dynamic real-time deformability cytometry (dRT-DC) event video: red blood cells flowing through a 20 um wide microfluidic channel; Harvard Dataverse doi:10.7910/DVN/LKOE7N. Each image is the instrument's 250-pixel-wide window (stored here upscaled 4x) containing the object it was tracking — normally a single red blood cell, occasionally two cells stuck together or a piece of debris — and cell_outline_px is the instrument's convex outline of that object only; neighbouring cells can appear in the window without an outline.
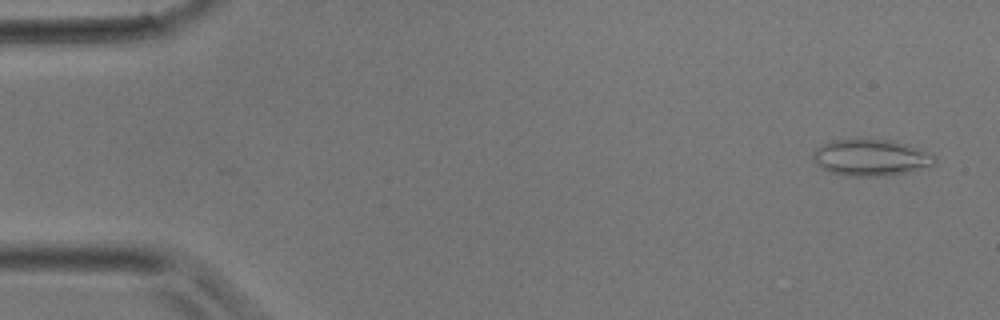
{"species": "common noctule bat (a hibernating species)", "species_latin": "Nyctalus noctula", "temperature_condition": "room temperature", "stored_images_in_passage": 38, "camera_frame_rate_fps": 3000, "um_per_image_px": 0.085, "animal": {"sex": "male", "body_mass_g": 17.9}, "frame": {"image": 1, "passage_image": 1, "time_ms": 0.0, "image_size_px": [1000, 320], "cell_outline_px": [[936, 164], [928, 168], [892, 176], [848, 176], [832, 172], [820, 168], [816, 164], [812, 156], [816, 148], [832, 140], [888, 140], [904, 144], [932, 152], [936, 156]], "centroid_in_image_um": [74.1, 13.42], "position_along_channel_um": 10.9, "area_um2": 26.07}}
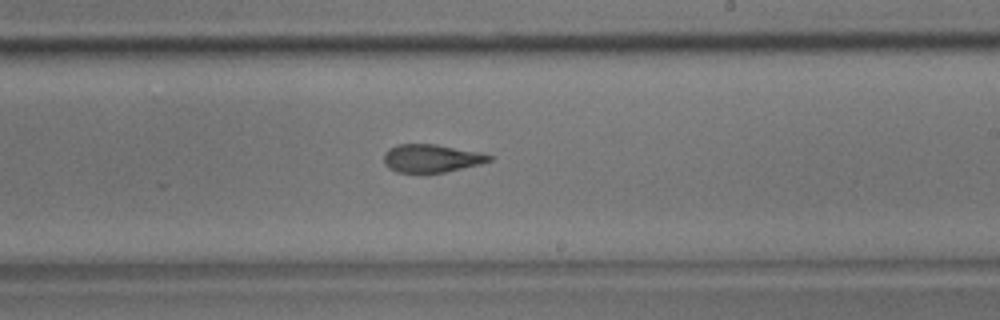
{"frame": {"image": 2, "passage_image": 22, "time_ms": 7.0, "image_size_px": [1000, 320], "cell_outline_px": [[492, 160], [480, 164], [428, 176], [396, 172], [388, 168], [384, 164], [384, 152], [388, 148], [396, 144], [436, 144], [480, 152], [492, 156]], "centroid_in_image_um": [36.61, 13.5], "position_along_channel_um": 252.4, "area_um2": 17.98}}
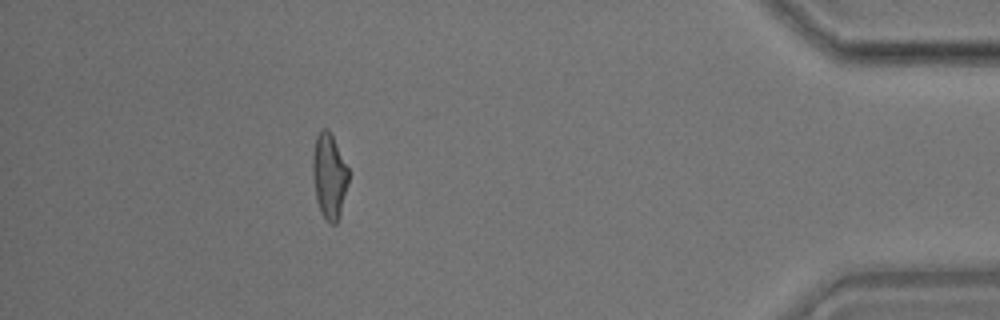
{"frame": {"image": 3, "passage_image": 34, "time_ms": 11.0, "image_size_px": [1000, 320], "cell_outline_px": [[348, 184], [340, 216], [336, 224], [328, 224], [320, 212], [316, 200], [312, 176], [312, 152], [316, 136], [324, 128], [328, 128], [348, 168]], "centroid_in_image_um": [27.96, 15.01], "position_along_channel_um": 407.2, "area_um2": 17.98}}